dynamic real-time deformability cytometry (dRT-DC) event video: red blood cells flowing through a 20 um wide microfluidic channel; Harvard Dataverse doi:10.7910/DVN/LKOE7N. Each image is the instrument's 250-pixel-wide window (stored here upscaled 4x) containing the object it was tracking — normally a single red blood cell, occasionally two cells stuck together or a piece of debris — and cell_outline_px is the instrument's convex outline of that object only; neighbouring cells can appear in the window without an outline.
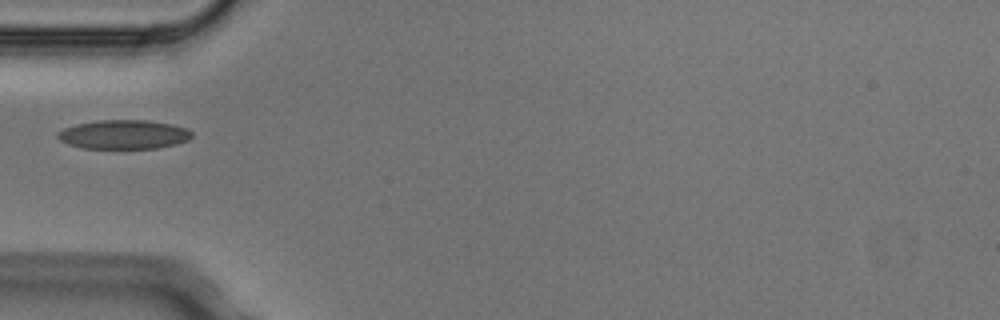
{"species": "Egyptian fruit bat (a non-hibernating species)", "species_latin": "Rousettus aegyptiacus", "temperature_condition": "cold", "stored_images_in_passage": 1, "camera_frame_rate_fps": 3000, "um_per_image_px": 0.085, "animal": {"sex": "male"}, "frame": {"image": 1, "passage_image": 1, "time_ms": 0.0, "image_size_px": [1000, 320], "cell_outline_px": [[192, 136], [188, 140], [176, 144], [156, 148], [84, 148], [68, 144], [60, 140], [56, 136], [56, 132], [64, 128], [76, 124], [96, 120], [148, 120], [172, 124], [188, 128], [192, 132]], "centroid_in_image_um": [10.52, 11.42], "position_along_channel_um": 74.5, "area_um2": 22.83}}